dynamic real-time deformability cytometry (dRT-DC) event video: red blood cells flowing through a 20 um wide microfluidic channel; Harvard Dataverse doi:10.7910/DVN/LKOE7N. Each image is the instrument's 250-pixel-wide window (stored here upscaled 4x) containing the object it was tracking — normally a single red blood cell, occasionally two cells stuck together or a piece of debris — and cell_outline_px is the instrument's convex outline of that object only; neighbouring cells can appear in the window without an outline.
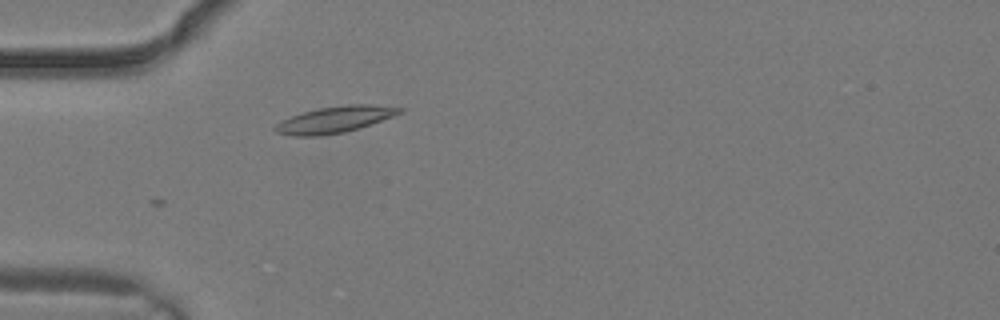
{"species": "common noctule bat (a hibernating species)", "species_latin": "Nyctalus noctula", "temperature_condition": "warm", "stored_images_in_passage": 1, "camera_frame_rate_fps": 3000, "um_per_image_px": 0.085, "animal": {"sex": "male", "body_mass_g": 19.2, "forearm_length_mm": 51.8}, "frame": {"image": 1, "passage_image": 1, "time_ms": 0.0, "image_size_px": [1000, 320], "cell_outline_px": [[404, 112], [344, 132], [320, 136], [292, 136], [276, 132], [272, 128], [276, 124], [292, 116], [304, 112], [320, 108], [348, 104], [372, 104], [404, 108]], "centroid_in_image_um": [28.44, 10.16], "position_along_channel_um": 56.6, "area_um2": 18.79}}